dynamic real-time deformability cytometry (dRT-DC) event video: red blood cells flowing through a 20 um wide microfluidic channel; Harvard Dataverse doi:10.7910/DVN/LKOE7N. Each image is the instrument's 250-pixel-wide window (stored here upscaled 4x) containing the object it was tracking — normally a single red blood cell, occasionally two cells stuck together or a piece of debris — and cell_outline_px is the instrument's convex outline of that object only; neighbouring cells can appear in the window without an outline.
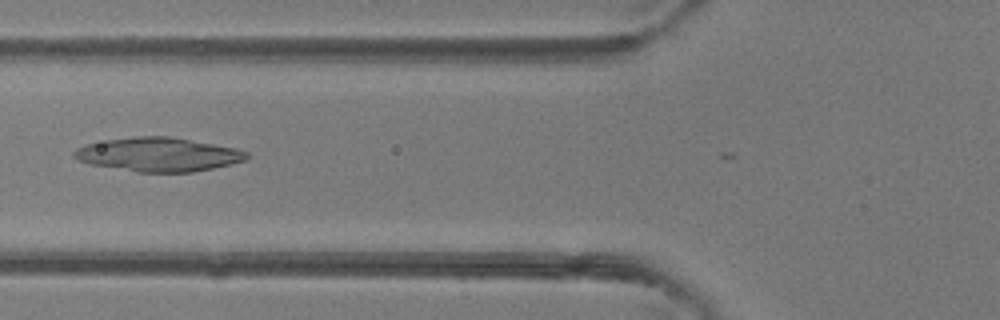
{"species": "common noctule bat (a hibernating species)", "species_latin": "Nyctalus noctula", "temperature_condition": "room temperature", "stored_images_in_passage": 5, "camera_frame_rate_fps": 3000, "um_per_image_px": 0.085, "animal": {"sex": "female"}, "frame": {"image": 1, "passage_image": 5, "time_ms": 5.333, "image_size_px": [1000, 320], "cell_outline_px": [[248, 160], [212, 168], [192, 172], [136, 172], [88, 164], [76, 160], [72, 156], [72, 152], [76, 148], [88, 144], [108, 140], [136, 136], [168, 136], [236, 148], [248, 152]], "centroid_in_image_um": [13.43, 13.14], "position_along_channel_um": 112.4, "area_um2": 34.04}}